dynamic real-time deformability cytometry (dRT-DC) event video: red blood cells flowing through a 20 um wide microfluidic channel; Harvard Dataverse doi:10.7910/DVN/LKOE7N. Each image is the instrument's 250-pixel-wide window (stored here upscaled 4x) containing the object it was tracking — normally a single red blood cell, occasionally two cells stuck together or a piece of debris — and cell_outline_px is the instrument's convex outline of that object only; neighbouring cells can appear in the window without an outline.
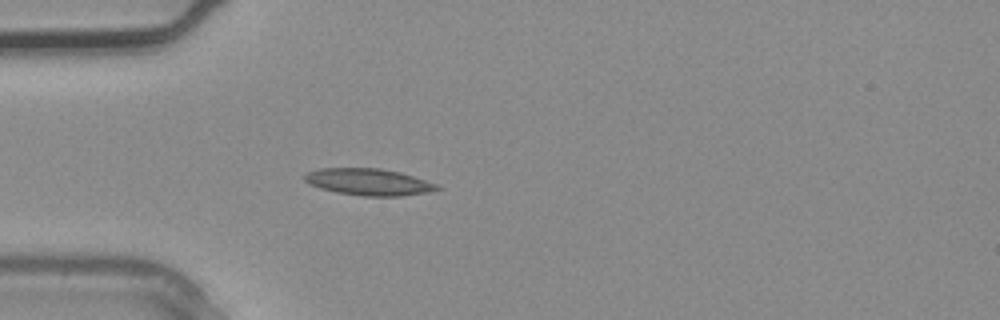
{"species": "common noctule bat (a hibernating species)", "species_latin": "Nyctalus noctula", "temperature_condition": "warm", "stored_images_in_passage": 1, "camera_frame_rate_fps": 3000, "um_per_image_px": 0.085, "animal": {"sex": "male", "body_mass_g": 20.4}, "frame": {"image": 1, "passage_image": 1, "time_ms": 0.0, "image_size_px": [1000, 320], "cell_outline_px": [[444, 188], [428, 192], [400, 196], [364, 196], [336, 192], [320, 188], [308, 184], [304, 180], [304, 176], [308, 172], [320, 168], [380, 168], [400, 172], [436, 184]], "centroid_in_image_um": [31.32, 15.47], "position_along_channel_um": 53.7, "area_um2": 20.58}}